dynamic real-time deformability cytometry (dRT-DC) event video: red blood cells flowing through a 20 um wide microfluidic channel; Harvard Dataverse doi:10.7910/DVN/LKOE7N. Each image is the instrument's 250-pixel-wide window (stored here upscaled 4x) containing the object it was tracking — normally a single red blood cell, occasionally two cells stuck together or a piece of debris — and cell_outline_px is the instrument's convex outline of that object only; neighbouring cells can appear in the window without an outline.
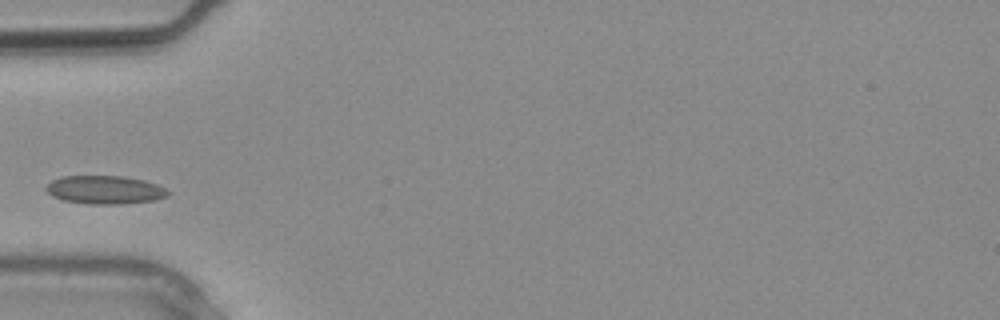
{"species": "common noctule bat (a hibernating species)", "species_latin": "Nyctalus noctula", "temperature_condition": "warm", "stored_images_in_passage": 1, "camera_frame_rate_fps": 3000, "um_per_image_px": 0.085, "animal": {"sex": "male", "body_mass_g": 20.4}, "frame": {"image": 1, "passage_image": 1, "time_ms": 0.0, "image_size_px": [1000, 320], "cell_outline_px": [[172, 192], [168, 196], [152, 200], [120, 204], [92, 204], [64, 200], [52, 196], [44, 188], [52, 180], [60, 176], [124, 176], [144, 180], [156, 184]], "centroid_in_image_um": [8.91, 16.12], "position_along_channel_um": 76.1, "area_um2": 20.06}}